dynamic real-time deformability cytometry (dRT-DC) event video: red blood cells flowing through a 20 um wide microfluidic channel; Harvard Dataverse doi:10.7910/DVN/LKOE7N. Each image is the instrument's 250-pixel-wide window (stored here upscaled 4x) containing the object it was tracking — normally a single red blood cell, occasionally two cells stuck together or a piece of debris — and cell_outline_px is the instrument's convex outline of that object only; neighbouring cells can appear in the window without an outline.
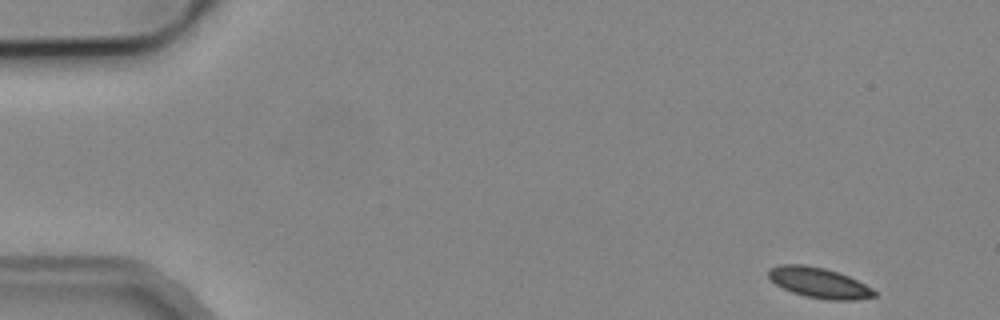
{"species": "common noctule bat (a hibernating species)", "species_latin": "Nyctalus noctula", "temperature_condition": "cold", "stored_images_in_passage": 14, "camera_frame_rate_fps": 3000, "um_per_image_px": 0.085, "animal": {"sex": "male", "body_mass_g": 19.2, "forearm_length_mm": 51.8}, "frame": {"image": 1, "passage_image": 1, "time_ms": 0.0, "image_size_px": [1000, 320], "cell_outline_px": [[876, 296], [856, 300], [828, 300], [804, 296], [792, 292], [776, 284], [768, 276], [768, 268], [780, 264], [804, 264], [824, 268], [848, 276], [872, 288], [876, 292]], "centroid_in_image_um": [69.6, 24.03], "position_along_channel_um": 15.4, "area_um2": 18.67}}
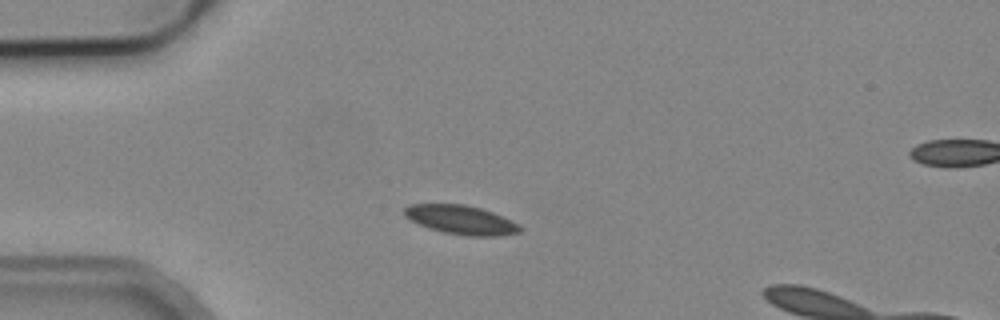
{"frame": {"image": 2, "passage_image": 11, "time_ms": 3.333, "image_size_px": [1000, 320], "cell_outline_px": [[524, 228], [520, 232], [500, 236], [468, 236], [444, 232], [420, 224], [404, 216], [404, 208], [408, 204], [464, 204], [480, 208], [492, 212], [512, 220], [520, 224]], "centroid_in_image_um": [39.24, 18.68], "position_along_channel_um": 45.8, "area_um2": 19.48}}